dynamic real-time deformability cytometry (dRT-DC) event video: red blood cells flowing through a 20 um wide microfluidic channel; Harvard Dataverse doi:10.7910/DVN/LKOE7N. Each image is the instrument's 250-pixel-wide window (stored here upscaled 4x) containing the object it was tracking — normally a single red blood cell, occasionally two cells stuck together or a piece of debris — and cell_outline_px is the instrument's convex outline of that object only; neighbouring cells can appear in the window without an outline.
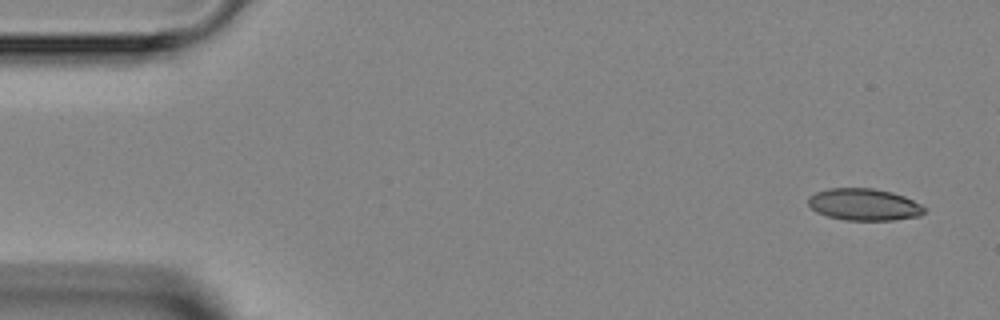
{"species": "Egyptian fruit bat (a non-hibernating species)", "species_latin": "Rousettus aegyptiacus", "temperature_condition": "room temperature", "stored_images_in_passage": 2, "camera_frame_rate_fps": 3000, "um_per_image_px": 0.085, "animal": {"sex": "female"}, "frame": {"image": 1, "passage_image": 2, "time_ms": 1.0, "image_size_px": [1000, 320], "cell_outline_px": [[928, 208], [920, 216], [892, 220], [844, 220], [828, 216], [816, 212], [808, 204], [808, 196], [816, 192], [828, 188], [872, 188], [892, 192], [904, 196]], "centroid_in_image_um": [73.44, 17.38], "position_along_channel_um": 11.6, "area_um2": 21.68}}